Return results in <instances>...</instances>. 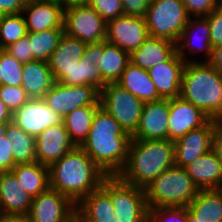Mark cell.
Masks as SVG:
<instances>
[{"label": "cell", "mask_w": 222, "mask_h": 222, "mask_svg": "<svg viewBox=\"0 0 222 222\" xmlns=\"http://www.w3.org/2000/svg\"><path fill=\"white\" fill-rule=\"evenodd\" d=\"M131 139L118 121L100 106L80 147L107 176H117L126 164Z\"/></svg>", "instance_id": "obj_1"}, {"label": "cell", "mask_w": 222, "mask_h": 222, "mask_svg": "<svg viewBox=\"0 0 222 222\" xmlns=\"http://www.w3.org/2000/svg\"><path fill=\"white\" fill-rule=\"evenodd\" d=\"M107 175L81 148L75 147L49 167L50 188L75 205L98 189Z\"/></svg>", "instance_id": "obj_2"}, {"label": "cell", "mask_w": 222, "mask_h": 222, "mask_svg": "<svg viewBox=\"0 0 222 222\" xmlns=\"http://www.w3.org/2000/svg\"><path fill=\"white\" fill-rule=\"evenodd\" d=\"M174 165V141L131 139L126 164L117 176L125 183L144 189Z\"/></svg>", "instance_id": "obj_3"}, {"label": "cell", "mask_w": 222, "mask_h": 222, "mask_svg": "<svg viewBox=\"0 0 222 222\" xmlns=\"http://www.w3.org/2000/svg\"><path fill=\"white\" fill-rule=\"evenodd\" d=\"M180 96L210 119L222 118V76L209 62L184 65Z\"/></svg>", "instance_id": "obj_4"}, {"label": "cell", "mask_w": 222, "mask_h": 222, "mask_svg": "<svg viewBox=\"0 0 222 222\" xmlns=\"http://www.w3.org/2000/svg\"><path fill=\"white\" fill-rule=\"evenodd\" d=\"M144 190L149 209L187 207L199 192L187 170L176 165L162 172Z\"/></svg>", "instance_id": "obj_5"}, {"label": "cell", "mask_w": 222, "mask_h": 222, "mask_svg": "<svg viewBox=\"0 0 222 222\" xmlns=\"http://www.w3.org/2000/svg\"><path fill=\"white\" fill-rule=\"evenodd\" d=\"M189 19L182 0H150L145 16L149 36L175 44Z\"/></svg>", "instance_id": "obj_6"}, {"label": "cell", "mask_w": 222, "mask_h": 222, "mask_svg": "<svg viewBox=\"0 0 222 222\" xmlns=\"http://www.w3.org/2000/svg\"><path fill=\"white\" fill-rule=\"evenodd\" d=\"M101 187L110 195L117 222H145L149 212L145 190L107 176Z\"/></svg>", "instance_id": "obj_7"}, {"label": "cell", "mask_w": 222, "mask_h": 222, "mask_svg": "<svg viewBox=\"0 0 222 222\" xmlns=\"http://www.w3.org/2000/svg\"><path fill=\"white\" fill-rule=\"evenodd\" d=\"M100 106L112 115L131 137L139 125L144 102L117 83H108L100 91Z\"/></svg>", "instance_id": "obj_8"}, {"label": "cell", "mask_w": 222, "mask_h": 222, "mask_svg": "<svg viewBox=\"0 0 222 222\" xmlns=\"http://www.w3.org/2000/svg\"><path fill=\"white\" fill-rule=\"evenodd\" d=\"M107 23L89 4H74L65 7L64 33L86 44L106 40Z\"/></svg>", "instance_id": "obj_9"}, {"label": "cell", "mask_w": 222, "mask_h": 222, "mask_svg": "<svg viewBox=\"0 0 222 222\" xmlns=\"http://www.w3.org/2000/svg\"><path fill=\"white\" fill-rule=\"evenodd\" d=\"M43 99L51 110L64 118L81 106H100V91L92 85L67 86L55 82Z\"/></svg>", "instance_id": "obj_10"}, {"label": "cell", "mask_w": 222, "mask_h": 222, "mask_svg": "<svg viewBox=\"0 0 222 222\" xmlns=\"http://www.w3.org/2000/svg\"><path fill=\"white\" fill-rule=\"evenodd\" d=\"M149 37L145 17L123 15L107 22L106 41L131 54Z\"/></svg>", "instance_id": "obj_11"}, {"label": "cell", "mask_w": 222, "mask_h": 222, "mask_svg": "<svg viewBox=\"0 0 222 222\" xmlns=\"http://www.w3.org/2000/svg\"><path fill=\"white\" fill-rule=\"evenodd\" d=\"M76 214V205L65 195L49 188L33 197L28 217L31 222H67Z\"/></svg>", "instance_id": "obj_12"}, {"label": "cell", "mask_w": 222, "mask_h": 222, "mask_svg": "<svg viewBox=\"0 0 222 222\" xmlns=\"http://www.w3.org/2000/svg\"><path fill=\"white\" fill-rule=\"evenodd\" d=\"M12 122L36 138L46 128L63 123V117L51 110L43 98H31L13 113Z\"/></svg>", "instance_id": "obj_13"}, {"label": "cell", "mask_w": 222, "mask_h": 222, "mask_svg": "<svg viewBox=\"0 0 222 222\" xmlns=\"http://www.w3.org/2000/svg\"><path fill=\"white\" fill-rule=\"evenodd\" d=\"M193 35H197L199 40L197 41L196 37ZM186 51L187 53L191 52L190 54L203 53V55L206 56L204 57L203 62H208L211 59L213 48L210 42L208 20L205 17H190L187 25L182 31V34L176 42V52L183 61L186 63L200 62V59H195L194 57H190L188 59Z\"/></svg>", "instance_id": "obj_14"}, {"label": "cell", "mask_w": 222, "mask_h": 222, "mask_svg": "<svg viewBox=\"0 0 222 222\" xmlns=\"http://www.w3.org/2000/svg\"><path fill=\"white\" fill-rule=\"evenodd\" d=\"M215 120L210 119L200 128L190 130L174 141L175 165L185 168L196 158L212 150Z\"/></svg>", "instance_id": "obj_15"}, {"label": "cell", "mask_w": 222, "mask_h": 222, "mask_svg": "<svg viewBox=\"0 0 222 222\" xmlns=\"http://www.w3.org/2000/svg\"><path fill=\"white\" fill-rule=\"evenodd\" d=\"M209 120L206 114L181 96L169 99L168 140L176 141Z\"/></svg>", "instance_id": "obj_16"}, {"label": "cell", "mask_w": 222, "mask_h": 222, "mask_svg": "<svg viewBox=\"0 0 222 222\" xmlns=\"http://www.w3.org/2000/svg\"><path fill=\"white\" fill-rule=\"evenodd\" d=\"M169 100L144 102L139 125L132 139H168Z\"/></svg>", "instance_id": "obj_17"}, {"label": "cell", "mask_w": 222, "mask_h": 222, "mask_svg": "<svg viewBox=\"0 0 222 222\" xmlns=\"http://www.w3.org/2000/svg\"><path fill=\"white\" fill-rule=\"evenodd\" d=\"M75 147L63 123L50 126L36 137V161L50 167Z\"/></svg>", "instance_id": "obj_18"}, {"label": "cell", "mask_w": 222, "mask_h": 222, "mask_svg": "<svg viewBox=\"0 0 222 222\" xmlns=\"http://www.w3.org/2000/svg\"><path fill=\"white\" fill-rule=\"evenodd\" d=\"M65 6L57 2L28 0L22 14L27 32L64 29Z\"/></svg>", "instance_id": "obj_19"}, {"label": "cell", "mask_w": 222, "mask_h": 222, "mask_svg": "<svg viewBox=\"0 0 222 222\" xmlns=\"http://www.w3.org/2000/svg\"><path fill=\"white\" fill-rule=\"evenodd\" d=\"M185 61L175 52L166 62L148 70L161 99H174L180 96L182 73Z\"/></svg>", "instance_id": "obj_20"}, {"label": "cell", "mask_w": 222, "mask_h": 222, "mask_svg": "<svg viewBox=\"0 0 222 222\" xmlns=\"http://www.w3.org/2000/svg\"><path fill=\"white\" fill-rule=\"evenodd\" d=\"M86 43L78 38L63 34L48 63L55 82H59L80 62Z\"/></svg>", "instance_id": "obj_21"}, {"label": "cell", "mask_w": 222, "mask_h": 222, "mask_svg": "<svg viewBox=\"0 0 222 222\" xmlns=\"http://www.w3.org/2000/svg\"><path fill=\"white\" fill-rule=\"evenodd\" d=\"M185 169L199 190L222 188V161L213 150L196 158Z\"/></svg>", "instance_id": "obj_22"}, {"label": "cell", "mask_w": 222, "mask_h": 222, "mask_svg": "<svg viewBox=\"0 0 222 222\" xmlns=\"http://www.w3.org/2000/svg\"><path fill=\"white\" fill-rule=\"evenodd\" d=\"M33 197L19 186L16 176L5 172L0 188V214L28 215Z\"/></svg>", "instance_id": "obj_23"}, {"label": "cell", "mask_w": 222, "mask_h": 222, "mask_svg": "<svg viewBox=\"0 0 222 222\" xmlns=\"http://www.w3.org/2000/svg\"><path fill=\"white\" fill-rule=\"evenodd\" d=\"M84 222H117L110 195L100 186L76 205Z\"/></svg>", "instance_id": "obj_24"}, {"label": "cell", "mask_w": 222, "mask_h": 222, "mask_svg": "<svg viewBox=\"0 0 222 222\" xmlns=\"http://www.w3.org/2000/svg\"><path fill=\"white\" fill-rule=\"evenodd\" d=\"M176 52V44L162 38L149 36L144 43L130 54V62L149 70L166 62Z\"/></svg>", "instance_id": "obj_25"}, {"label": "cell", "mask_w": 222, "mask_h": 222, "mask_svg": "<svg viewBox=\"0 0 222 222\" xmlns=\"http://www.w3.org/2000/svg\"><path fill=\"white\" fill-rule=\"evenodd\" d=\"M22 77L21 86L32 99L43 98L55 83L49 63L42 60L24 63Z\"/></svg>", "instance_id": "obj_26"}, {"label": "cell", "mask_w": 222, "mask_h": 222, "mask_svg": "<svg viewBox=\"0 0 222 222\" xmlns=\"http://www.w3.org/2000/svg\"><path fill=\"white\" fill-rule=\"evenodd\" d=\"M117 84L143 102L161 100L148 70L134 65L132 62L127 64Z\"/></svg>", "instance_id": "obj_27"}, {"label": "cell", "mask_w": 222, "mask_h": 222, "mask_svg": "<svg viewBox=\"0 0 222 222\" xmlns=\"http://www.w3.org/2000/svg\"><path fill=\"white\" fill-rule=\"evenodd\" d=\"M130 62V54L108 42H100V53L97 62L103 81L117 83Z\"/></svg>", "instance_id": "obj_28"}, {"label": "cell", "mask_w": 222, "mask_h": 222, "mask_svg": "<svg viewBox=\"0 0 222 222\" xmlns=\"http://www.w3.org/2000/svg\"><path fill=\"white\" fill-rule=\"evenodd\" d=\"M11 172L16 176L19 186L32 197L50 188L49 167L38 162L16 164Z\"/></svg>", "instance_id": "obj_29"}, {"label": "cell", "mask_w": 222, "mask_h": 222, "mask_svg": "<svg viewBox=\"0 0 222 222\" xmlns=\"http://www.w3.org/2000/svg\"><path fill=\"white\" fill-rule=\"evenodd\" d=\"M189 219H208L222 222V188L202 189L187 206Z\"/></svg>", "instance_id": "obj_30"}, {"label": "cell", "mask_w": 222, "mask_h": 222, "mask_svg": "<svg viewBox=\"0 0 222 222\" xmlns=\"http://www.w3.org/2000/svg\"><path fill=\"white\" fill-rule=\"evenodd\" d=\"M99 107L81 106L63 118V124L75 146L80 147L86 140L93 116Z\"/></svg>", "instance_id": "obj_31"}, {"label": "cell", "mask_w": 222, "mask_h": 222, "mask_svg": "<svg viewBox=\"0 0 222 222\" xmlns=\"http://www.w3.org/2000/svg\"><path fill=\"white\" fill-rule=\"evenodd\" d=\"M5 135L12 143L15 165L37 162L35 137L23 131L13 122L8 124Z\"/></svg>", "instance_id": "obj_32"}, {"label": "cell", "mask_w": 222, "mask_h": 222, "mask_svg": "<svg viewBox=\"0 0 222 222\" xmlns=\"http://www.w3.org/2000/svg\"><path fill=\"white\" fill-rule=\"evenodd\" d=\"M59 82L67 86L92 85L99 91L106 85L102 79L98 66L93 65V62L88 58H80V62L75 64L72 70Z\"/></svg>", "instance_id": "obj_33"}, {"label": "cell", "mask_w": 222, "mask_h": 222, "mask_svg": "<svg viewBox=\"0 0 222 222\" xmlns=\"http://www.w3.org/2000/svg\"><path fill=\"white\" fill-rule=\"evenodd\" d=\"M64 34V29H49L42 32H27L34 60L49 61Z\"/></svg>", "instance_id": "obj_34"}, {"label": "cell", "mask_w": 222, "mask_h": 222, "mask_svg": "<svg viewBox=\"0 0 222 222\" xmlns=\"http://www.w3.org/2000/svg\"><path fill=\"white\" fill-rule=\"evenodd\" d=\"M27 27L22 13L6 14L0 19V49L25 37Z\"/></svg>", "instance_id": "obj_35"}, {"label": "cell", "mask_w": 222, "mask_h": 222, "mask_svg": "<svg viewBox=\"0 0 222 222\" xmlns=\"http://www.w3.org/2000/svg\"><path fill=\"white\" fill-rule=\"evenodd\" d=\"M23 63L8 53L5 49H0V78L2 85L21 86L23 77Z\"/></svg>", "instance_id": "obj_36"}, {"label": "cell", "mask_w": 222, "mask_h": 222, "mask_svg": "<svg viewBox=\"0 0 222 222\" xmlns=\"http://www.w3.org/2000/svg\"><path fill=\"white\" fill-rule=\"evenodd\" d=\"M0 99L4 102L11 113H14L31 99L22 86L2 85L0 87Z\"/></svg>", "instance_id": "obj_37"}, {"label": "cell", "mask_w": 222, "mask_h": 222, "mask_svg": "<svg viewBox=\"0 0 222 222\" xmlns=\"http://www.w3.org/2000/svg\"><path fill=\"white\" fill-rule=\"evenodd\" d=\"M148 214L156 222H190L187 207H157L149 209Z\"/></svg>", "instance_id": "obj_38"}, {"label": "cell", "mask_w": 222, "mask_h": 222, "mask_svg": "<svg viewBox=\"0 0 222 222\" xmlns=\"http://www.w3.org/2000/svg\"><path fill=\"white\" fill-rule=\"evenodd\" d=\"M88 4L106 23L124 15L122 0H90Z\"/></svg>", "instance_id": "obj_39"}, {"label": "cell", "mask_w": 222, "mask_h": 222, "mask_svg": "<svg viewBox=\"0 0 222 222\" xmlns=\"http://www.w3.org/2000/svg\"><path fill=\"white\" fill-rule=\"evenodd\" d=\"M210 29V42L212 48L222 44V6H217L211 14L205 17Z\"/></svg>", "instance_id": "obj_40"}, {"label": "cell", "mask_w": 222, "mask_h": 222, "mask_svg": "<svg viewBox=\"0 0 222 222\" xmlns=\"http://www.w3.org/2000/svg\"><path fill=\"white\" fill-rule=\"evenodd\" d=\"M190 17H206L217 7L214 0H182Z\"/></svg>", "instance_id": "obj_41"}, {"label": "cell", "mask_w": 222, "mask_h": 222, "mask_svg": "<svg viewBox=\"0 0 222 222\" xmlns=\"http://www.w3.org/2000/svg\"><path fill=\"white\" fill-rule=\"evenodd\" d=\"M5 50L23 64L34 61L30 41L27 36L21 38L13 44H10L5 48Z\"/></svg>", "instance_id": "obj_42"}, {"label": "cell", "mask_w": 222, "mask_h": 222, "mask_svg": "<svg viewBox=\"0 0 222 222\" xmlns=\"http://www.w3.org/2000/svg\"><path fill=\"white\" fill-rule=\"evenodd\" d=\"M12 143L6 135L0 137V170L11 171L15 166Z\"/></svg>", "instance_id": "obj_43"}, {"label": "cell", "mask_w": 222, "mask_h": 222, "mask_svg": "<svg viewBox=\"0 0 222 222\" xmlns=\"http://www.w3.org/2000/svg\"><path fill=\"white\" fill-rule=\"evenodd\" d=\"M150 0H122L124 15L146 16Z\"/></svg>", "instance_id": "obj_44"}, {"label": "cell", "mask_w": 222, "mask_h": 222, "mask_svg": "<svg viewBox=\"0 0 222 222\" xmlns=\"http://www.w3.org/2000/svg\"><path fill=\"white\" fill-rule=\"evenodd\" d=\"M28 0H0V8L6 14L22 13Z\"/></svg>", "instance_id": "obj_45"}, {"label": "cell", "mask_w": 222, "mask_h": 222, "mask_svg": "<svg viewBox=\"0 0 222 222\" xmlns=\"http://www.w3.org/2000/svg\"><path fill=\"white\" fill-rule=\"evenodd\" d=\"M212 150L222 161V118L215 120Z\"/></svg>", "instance_id": "obj_46"}, {"label": "cell", "mask_w": 222, "mask_h": 222, "mask_svg": "<svg viewBox=\"0 0 222 222\" xmlns=\"http://www.w3.org/2000/svg\"><path fill=\"white\" fill-rule=\"evenodd\" d=\"M100 53V42L86 44L83 56L81 58H88L93 65L97 66L98 58Z\"/></svg>", "instance_id": "obj_47"}, {"label": "cell", "mask_w": 222, "mask_h": 222, "mask_svg": "<svg viewBox=\"0 0 222 222\" xmlns=\"http://www.w3.org/2000/svg\"><path fill=\"white\" fill-rule=\"evenodd\" d=\"M208 62L222 76V44L213 48L211 59Z\"/></svg>", "instance_id": "obj_48"}, {"label": "cell", "mask_w": 222, "mask_h": 222, "mask_svg": "<svg viewBox=\"0 0 222 222\" xmlns=\"http://www.w3.org/2000/svg\"><path fill=\"white\" fill-rule=\"evenodd\" d=\"M0 222H31L27 215H0Z\"/></svg>", "instance_id": "obj_49"}, {"label": "cell", "mask_w": 222, "mask_h": 222, "mask_svg": "<svg viewBox=\"0 0 222 222\" xmlns=\"http://www.w3.org/2000/svg\"><path fill=\"white\" fill-rule=\"evenodd\" d=\"M13 113L7 108L4 102L0 99V122H12Z\"/></svg>", "instance_id": "obj_50"}, {"label": "cell", "mask_w": 222, "mask_h": 222, "mask_svg": "<svg viewBox=\"0 0 222 222\" xmlns=\"http://www.w3.org/2000/svg\"><path fill=\"white\" fill-rule=\"evenodd\" d=\"M90 0H61V4L66 6L74 4H88Z\"/></svg>", "instance_id": "obj_51"}, {"label": "cell", "mask_w": 222, "mask_h": 222, "mask_svg": "<svg viewBox=\"0 0 222 222\" xmlns=\"http://www.w3.org/2000/svg\"><path fill=\"white\" fill-rule=\"evenodd\" d=\"M11 122H0V137L6 134L8 124Z\"/></svg>", "instance_id": "obj_52"}, {"label": "cell", "mask_w": 222, "mask_h": 222, "mask_svg": "<svg viewBox=\"0 0 222 222\" xmlns=\"http://www.w3.org/2000/svg\"><path fill=\"white\" fill-rule=\"evenodd\" d=\"M67 222H79V216L75 214L71 219H69Z\"/></svg>", "instance_id": "obj_53"}, {"label": "cell", "mask_w": 222, "mask_h": 222, "mask_svg": "<svg viewBox=\"0 0 222 222\" xmlns=\"http://www.w3.org/2000/svg\"><path fill=\"white\" fill-rule=\"evenodd\" d=\"M190 222H209L208 219H190Z\"/></svg>", "instance_id": "obj_54"}, {"label": "cell", "mask_w": 222, "mask_h": 222, "mask_svg": "<svg viewBox=\"0 0 222 222\" xmlns=\"http://www.w3.org/2000/svg\"><path fill=\"white\" fill-rule=\"evenodd\" d=\"M145 222H156V221L148 214Z\"/></svg>", "instance_id": "obj_55"}, {"label": "cell", "mask_w": 222, "mask_h": 222, "mask_svg": "<svg viewBox=\"0 0 222 222\" xmlns=\"http://www.w3.org/2000/svg\"><path fill=\"white\" fill-rule=\"evenodd\" d=\"M4 174H5V172L0 170V188H1V182H2Z\"/></svg>", "instance_id": "obj_56"}, {"label": "cell", "mask_w": 222, "mask_h": 222, "mask_svg": "<svg viewBox=\"0 0 222 222\" xmlns=\"http://www.w3.org/2000/svg\"><path fill=\"white\" fill-rule=\"evenodd\" d=\"M38 1H49V2L61 3V0H38Z\"/></svg>", "instance_id": "obj_57"}, {"label": "cell", "mask_w": 222, "mask_h": 222, "mask_svg": "<svg viewBox=\"0 0 222 222\" xmlns=\"http://www.w3.org/2000/svg\"><path fill=\"white\" fill-rule=\"evenodd\" d=\"M217 6H222V0H214Z\"/></svg>", "instance_id": "obj_58"}, {"label": "cell", "mask_w": 222, "mask_h": 222, "mask_svg": "<svg viewBox=\"0 0 222 222\" xmlns=\"http://www.w3.org/2000/svg\"><path fill=\"white\" fill-rule=\"evenodd\" d=\"M5 15H6V13L0 8V19Z\"/></svg>", "instance_id": "obj_59"}, {"label": "cell", "mask_w": 222, "mask_h": 222, "mask_svg": "<svg viewBox=\"0 0 222 222\" xmlns=\"http://www.w3.org/2000/svg\"><path fill=\"white\" fill-rule=\"evenodd\" d=\"M2 86V78H0V87Z\"/></svg>", "instance_id": "obj_60"}]
</instances>
